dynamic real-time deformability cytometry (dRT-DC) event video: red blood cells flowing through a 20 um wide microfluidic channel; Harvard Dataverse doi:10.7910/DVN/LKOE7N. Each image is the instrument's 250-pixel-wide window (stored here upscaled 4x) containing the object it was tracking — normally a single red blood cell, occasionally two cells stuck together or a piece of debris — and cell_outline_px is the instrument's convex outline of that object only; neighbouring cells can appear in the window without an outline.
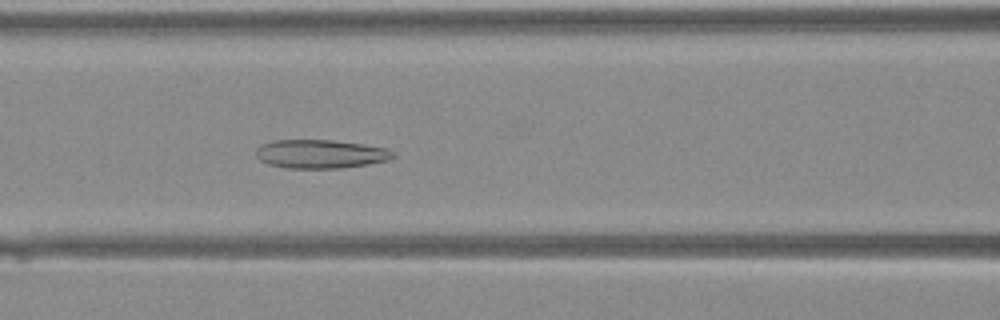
{"species": "Egyptian fruit bat (a non-hibernating species)", "species_latin": "Rousettus aegyptiacus", "temperature_condition": "warm", "stored_images_in_passage": 43, "camera_frame_rate_fps": 3000, "um_per_image_px": 0.085, "animal": {"sex": "female"}, "frame": {"image": 1, "passage_image": 19, "time_ms": 6.0, "image_size_px": [1000, 320], "cell_outline_px": [[396, 156], [388, 160], [368, 164], [340, 168], [288, 168], [268, 164], [260, 160], [256, 156], [256, 148], [260, 144], [272, 140], [332, 140], [388, 148], [396, 152]], "centroid_in_image_um": [27.24, 13.08], "position_along_channel_um": 139.4, "area_um2": 23.0}}
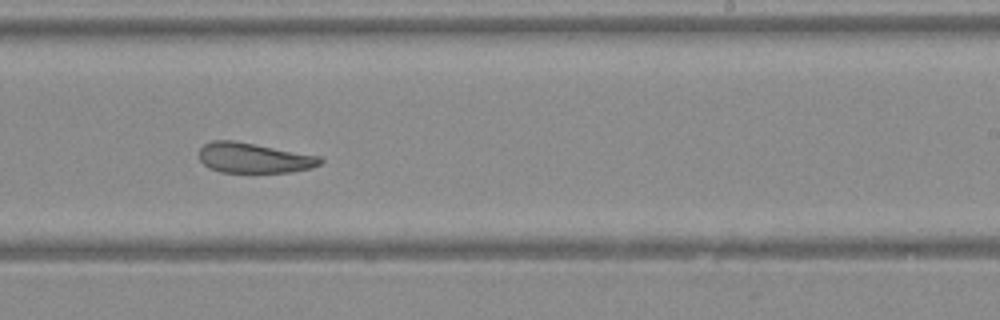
{"frame": {"image": 2, "passage_image": 27, "time_ms": 8.667, "image_size_px": [1000, 320], "cell_outline_px": [[324, 160], [320, 164], [312, 168], [292, 172], [220, 172], [208, 168], [200, 160], [200, 148], [204, 144], [212, 140], [232, 140], [320, 156]], "centroid_in_image_um": [21.58, 13.43], "position_along_channel_um": 267.4, "area_um2": 21.21}}
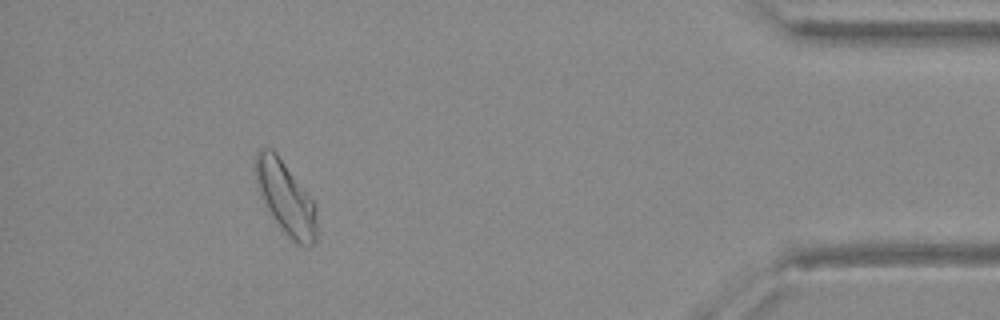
{"frame": {"image": 3, "passage_image": 39, "time_ms": 12.667, "image_size_px": [1000, 320], "cell_outline_px": [[316, 244], [308, 248], [304, 248], [296, 244], [284, 232], [272, 216], [264, 204], [256, 184], [252, 168], [252, 164], [256, 152], [260, 148], [272, 148], [276, 152], [316, 204]], "centroid_in_image_um": [24.25, 16.81], "position_along_channel_um": 410.9, "area_um2": 26.59}}